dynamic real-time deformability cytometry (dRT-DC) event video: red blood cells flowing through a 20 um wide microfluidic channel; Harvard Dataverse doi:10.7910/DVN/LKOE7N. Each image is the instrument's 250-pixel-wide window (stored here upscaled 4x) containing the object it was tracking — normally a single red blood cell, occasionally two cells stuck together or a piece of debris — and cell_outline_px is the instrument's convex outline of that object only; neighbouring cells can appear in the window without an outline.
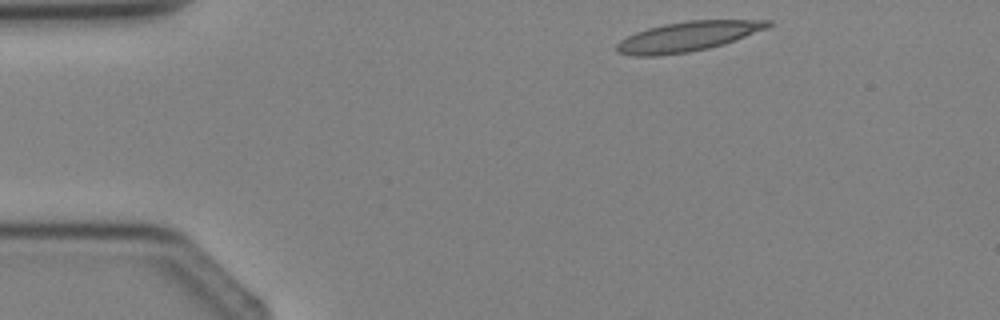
{"species": "Egyptian fruit bat (a non-hibernating species)", "species_latin": "Rousettus aegyptiacus", "temperature_condition": "cold", "stored_images_in_passage": 3, "camera_frame_rate_fps": 3000, "um_per_image_px": 0.085, "animal": {"sex": "female"}, "frame": {"image": 1, "passage_image": 1, "time_ms": 0.0, "image_size_px": [1000, 320], "cell_outline_px": [[772, 24], [768, 28], [724, 44], [708, 48], [688, 52], [656, 56], [632, 56], [616, 52], [616, 44], [620, 40], [636, 32], [648, 28], [664, 24], [688, 20], [772, 20]], "centroid_in_image_um": [58.44, 3.1], "position_along_channel_um": 26.6, "area_um2": 26.24}}